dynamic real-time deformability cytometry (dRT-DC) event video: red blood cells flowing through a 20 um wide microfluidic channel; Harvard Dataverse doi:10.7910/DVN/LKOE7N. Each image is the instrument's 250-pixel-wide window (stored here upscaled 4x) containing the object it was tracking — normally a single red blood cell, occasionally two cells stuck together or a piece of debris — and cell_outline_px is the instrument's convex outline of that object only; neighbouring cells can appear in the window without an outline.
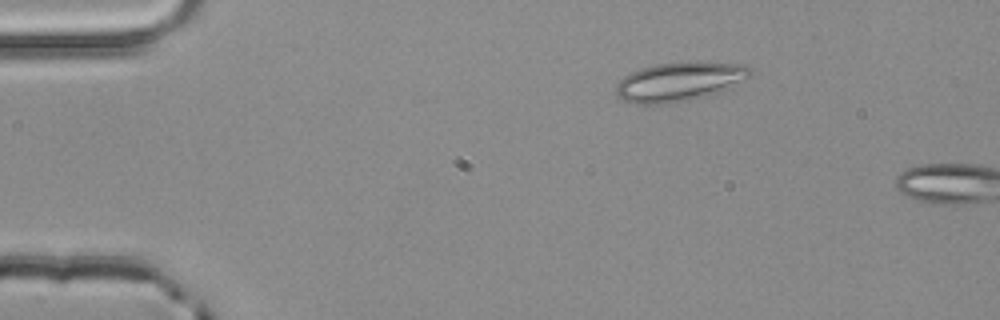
{"species": "common noctule bat (a hibernating species)", "species_latin": "Nyctalus noctula", "temperature_condition": "room temperature", "stored_images_in_passage": 2, "camera_frame_rate_fps": 3000, "um_per_image_px": 0.085, "animal": {"sex": "male", "body_mass_g": 20.4}, "frame": {"image": 1, "passage_image": 1, "time_ms": 0.0, "image_size_px": [1000, 320], "cell_outline_px": [[752, 76], [720, 92], [708, 96], [688, 100], [664, 104], [636, 104], [624, 100], [616, 96], [616, 84], [624, 76], [640, 68], [656, 64], [696, 60], [744, 64], [752, 68]], "centroid_in_image_um": [57.79, 6.92], "position_along_channel_um": 27.2, "area_um2": 31.15}}